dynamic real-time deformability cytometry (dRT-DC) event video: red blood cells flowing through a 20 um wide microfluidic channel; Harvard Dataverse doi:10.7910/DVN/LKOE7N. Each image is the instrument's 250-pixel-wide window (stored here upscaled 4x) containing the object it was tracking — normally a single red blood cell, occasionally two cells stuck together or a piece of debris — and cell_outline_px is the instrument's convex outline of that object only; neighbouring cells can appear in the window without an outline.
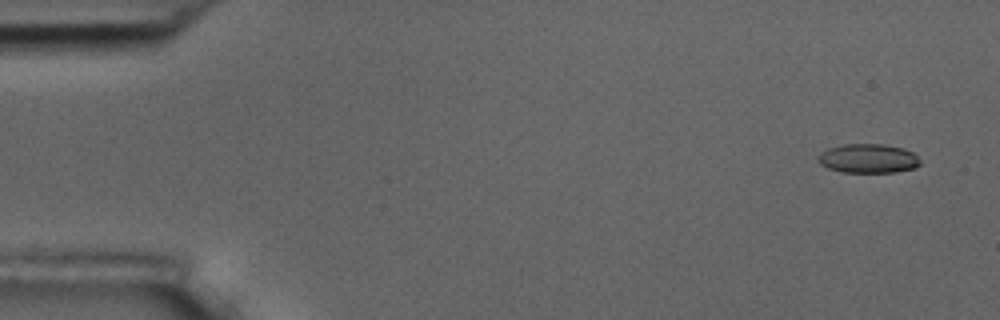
{"species": "common noctule bat (a hibernating species)", "species_latin": "Nyctalus noctula", "temperature_condition": "room temperature", "stored_images_in_passage": 5, "camera_frame_rate_fps": 3000, "um_per_image_px": 0.085, "animal": {"sex": "male", "body_mass_g": 17.5, "forearm_length_mm": 52.3}, "frame": {"image": 1, "passage_image": 1, "time_ms": 0.0, "image_size_px": [1000, 320], "cell_outline_px": [[920, 164], [916, 168], [892, 172], [840, 172], [828, 168], [820, 164], [816, 160], [816, 156], [820, 152], [828, 148], [844, 144], [884, 144], [904, 148], [912, 152], [920, 160]], "centroid_in_image_um": [73.76, 13.47], "position_along_channel_um": 11.2, "area_um2": 17.51}}
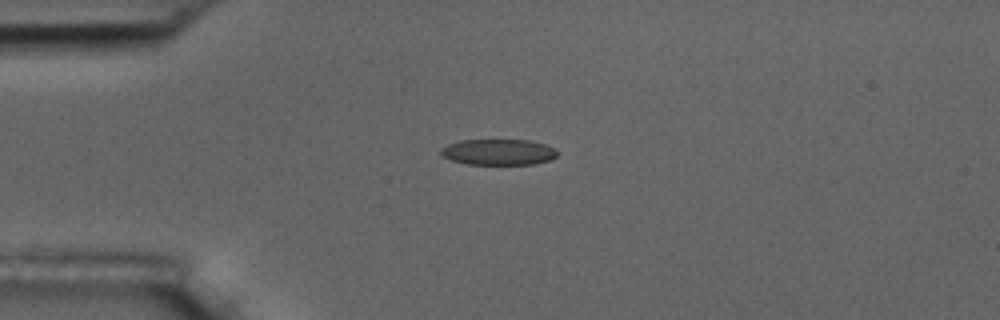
{"frame": {"image": 2, "passage_image": 4, "time_ms": 3.667, "image_size_px": [1000, 320], "cell_outline_px": [[560, 152], [552, 160], [536, 164], [468, 164], [452, 160], [440, 156], [440, 148], [448, 144], [460, 140], [528, 140], [544, 144], [556, 148]], "centroid_in_image_um": [42.39, 12.92], "position_along_channel_um": 42.6, "area_um2": 17.8}}